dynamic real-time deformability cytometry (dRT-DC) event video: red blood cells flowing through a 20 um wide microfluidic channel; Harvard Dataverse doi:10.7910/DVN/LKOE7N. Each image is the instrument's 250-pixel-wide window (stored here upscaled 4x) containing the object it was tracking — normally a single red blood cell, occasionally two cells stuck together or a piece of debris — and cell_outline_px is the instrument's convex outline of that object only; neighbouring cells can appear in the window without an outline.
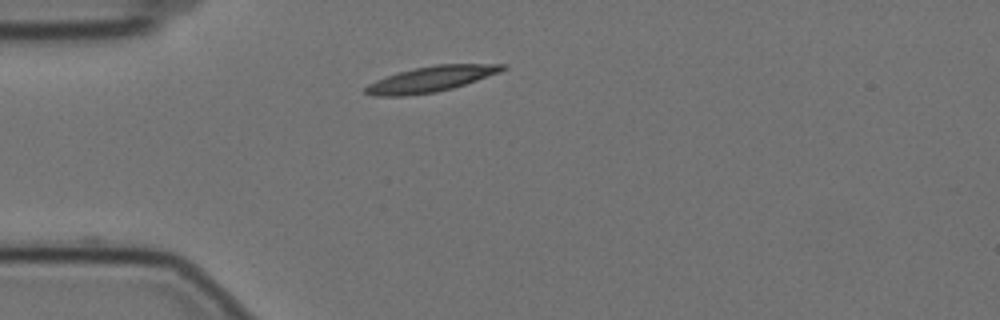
{"species": "Egyptian fruit bat (a non-hibernating species)", "species_latin": "Rousettus aegyptiacus", "temperature_condition": "cold", "stored_images_in_passage": 6, "camera_frame_rate_fps": 3000, "um_per_image_px": 0.085, "animal": {"sex": "female"}, "frame": {"image": 1, "passage_image": 1, "time_ms": 0.0, "image_size_px": [1000, 320], "cell_outline_px": [[508, 68], [500, 72], [452, 88], [436, 92], [404, 96], [372, 96], [364, 92], [364, 88], [368, 84], [376, 80], [400, 72], [416, 68], [436, 64], [508, 64]], "centroid_in_image_um": [36.63, 6.72], "position_along_channel_um": 48.4, "area_um2": 20.23}}
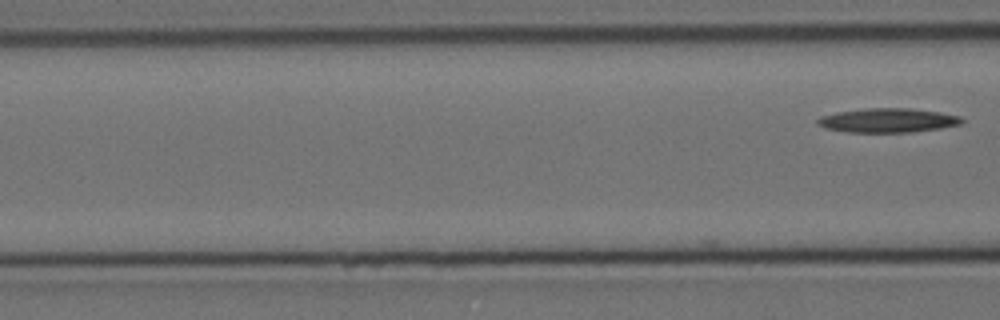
{"frame": {"image": 2, "passage_image": 6, "time_ms": 1.667, "image_size_px": [1000, 320], "cell_outline_px": [[964, 120], [960, 124], [940, 128], [912, 132], [848, 132], [824, 128], [816, 124], [816, 120], [820, 116], [836, 112], [864, 108], [908, 108], [940, 112], [960, 116]], "centroid_in_image_um": [75.42, 10.23], "position_along_channel_um": 91.2, "area_um2": 20.4}}